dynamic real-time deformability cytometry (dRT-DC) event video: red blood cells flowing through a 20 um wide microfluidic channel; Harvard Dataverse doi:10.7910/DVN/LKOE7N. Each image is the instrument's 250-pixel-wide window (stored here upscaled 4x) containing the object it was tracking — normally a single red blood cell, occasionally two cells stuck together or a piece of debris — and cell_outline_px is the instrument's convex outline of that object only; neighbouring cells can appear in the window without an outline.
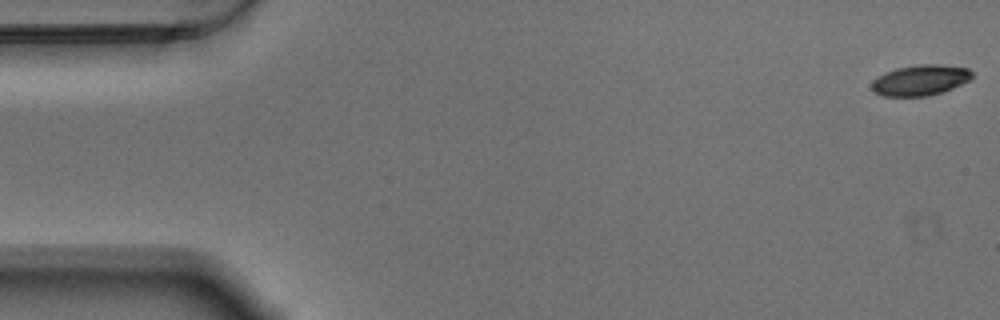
{"species": "Egyptian fruit bat (a non-hibernating species)", "species_latin": "Rousettus aegyptiacus", "temperature_condition": "warm", "stored_images_in_passage": 10, "camera_frame_rate_fps": 3000, "um_per_image_px": 0.085, "animal": {"sex": "male"}, "frame": {"image": 1, "passage_image": 1, "time_ms": 0.0, "image_size_px": [1000, 320], "cell_outline_px": [[972, 80], [952, 88], [928, 96], [880, 96], [872, 88], [872, 80], [884, 72], [896, 68], [920, 64], [940, 64], [968, 68], [972, 72]], "centroid_in_image_um": [78.23, 6.8], "position_along_channel_um": 6.8, "area_um2": 17.98}}